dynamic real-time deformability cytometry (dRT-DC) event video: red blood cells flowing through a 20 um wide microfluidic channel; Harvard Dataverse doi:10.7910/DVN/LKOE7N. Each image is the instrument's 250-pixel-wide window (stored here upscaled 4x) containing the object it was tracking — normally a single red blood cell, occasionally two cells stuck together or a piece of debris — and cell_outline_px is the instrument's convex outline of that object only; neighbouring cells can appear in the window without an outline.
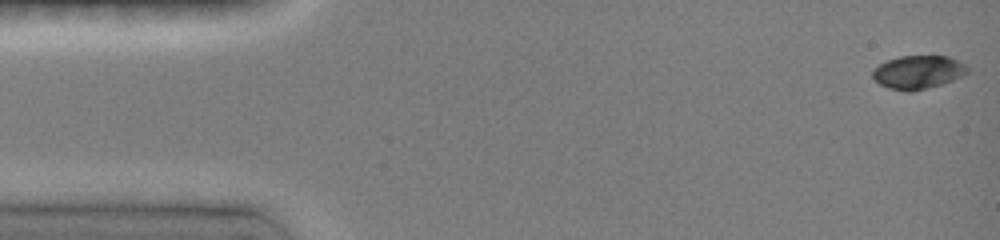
{"species": "common noctule bat (a hibernating species)", "species_latin": "Nyctalus noctula", "temperature_condition": "room temperature", "stored_images_in_passage": 48, "camera_frame_rate_fps": 3000, "um_per_image_px": 0.085, "animal": {"sex": "female", "body_mass_g": 19.0, "forearm_length_mm": 51.5}, "frame": {"image": 1, "passage_image": 1, "time_ms": 0.0, "image_size_px": [1000, 240], "cell_outline_px": [[968, 72], [952, 80], [928, 88], [908, 92], [888, 88], [880, 84], [872, 76], [872, 68], [888, 60], [900, 56], [948, 56], [964, 64], [968, 68]], "centroid_in_image_um": [78.0, 6.13], "position_along_channel_um": 7.0, "area_um2": 18.26}}
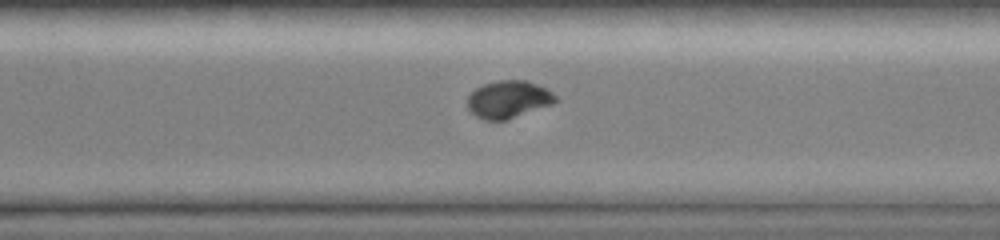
{"frame": {"image": 2, "passage_image": 34, "time_ms": 11.0, "image_size_px": [1000, 240], "cell_outline_px": [[556, 100], [552, 104], [508, 120], [484, 120], [476, 116], [468, 108], [468, 96], [476, 88], [484, 84], [496, 80], [524, 80], [536, 84], [552, 92], [556, 96]], "centroid_in_image_um": [43.2, 8.45], "position_along_channel_um": 327.4, "area_um2": 19.07}}
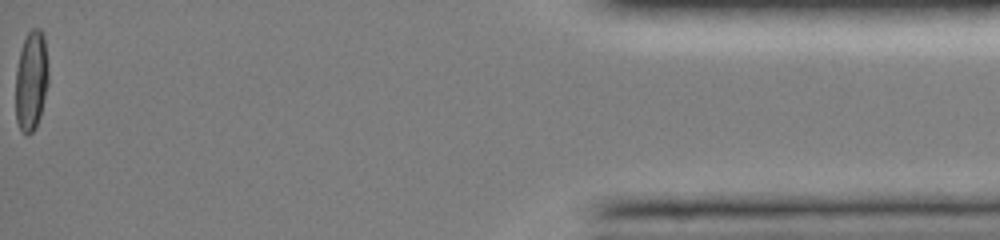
{"frame": {"image": 3, "passage_image": 48, "time_ms": 15.667, "image_size_px": [1000, 240], "cell_outline_px": [[48, 84], [40, 116], [36, 128], [28, 136], [24, 136], [16, 120], [16, 68], [20, 52], [24, 40], [28, 32], [32, 28], [40, 28], [44, 36], [48, 72]], "centroid_in_image_um": [2.65, 6.89], "position_along_channel_um": 432.5, "area_um2": 19.19}, "authors_computed_cell_mechanics": {"area_um2": 19.2185, "velocity_mm_per_s": 4.0333, "shape_relaxation_time_tau1_ms": 4.7034, "shape_relaxation_time_tau2_ms": 1.3451, "deformation_change_tau1": 0.1696, "deformation_change_tau2": 0.0282}}